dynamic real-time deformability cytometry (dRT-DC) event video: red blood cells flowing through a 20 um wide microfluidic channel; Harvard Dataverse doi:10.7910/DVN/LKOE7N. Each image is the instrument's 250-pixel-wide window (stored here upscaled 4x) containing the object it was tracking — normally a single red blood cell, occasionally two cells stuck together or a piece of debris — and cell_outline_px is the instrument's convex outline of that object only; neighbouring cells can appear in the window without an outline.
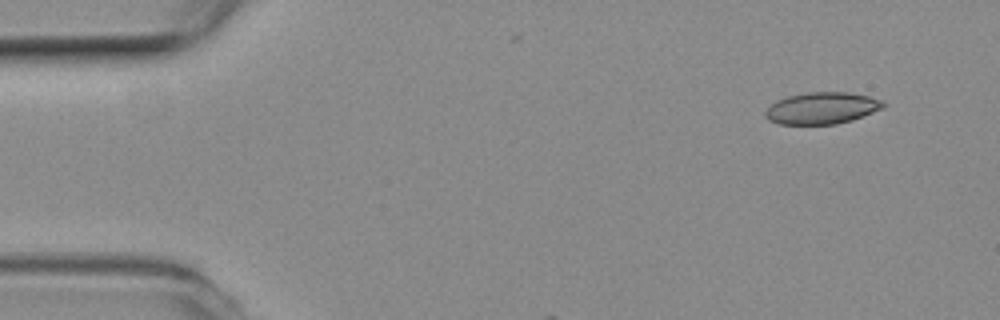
{"species": "common noctule bat (a hibernating species)", "species_latin": "Nyctalus noctula", "temperature_condition": "room temperature", "stored_images_in_passage": 3, "camera_frame_rate_fps": 3000, "um_per_image_px": 0.085, "animal": {"sex": "female", "body_mass_g": 19.3, "forearm_length_mm": 54.1}, "frame": {"image": 1, "passage_image": 3, "time_ms": 0.667, "image_size_px": [1000, 320], "cell_outline_px": [[888, 104], [884, 108], [852, 120], [836, 124], [780, 124], [768, 120], [764, 116], [764, 112], [776, 100], [788, 96], [808, 92], [848, 92], [868, 96], [884, 100]], "centroid_in_image_um": [69.89, 9.19], "position_along_channel_um": 15.1, "area_um2": 21.96}}